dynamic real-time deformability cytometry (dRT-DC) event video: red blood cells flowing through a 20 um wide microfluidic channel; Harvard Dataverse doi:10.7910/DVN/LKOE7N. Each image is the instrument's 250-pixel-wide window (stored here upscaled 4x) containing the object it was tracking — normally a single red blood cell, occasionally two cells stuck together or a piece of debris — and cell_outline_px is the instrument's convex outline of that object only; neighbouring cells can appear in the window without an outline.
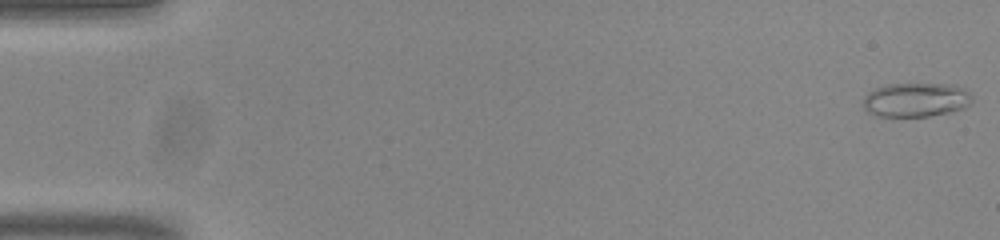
{"species": "common noctule bat (a hibernating species)", "species_latin": "Nyctalus noctula", "temperature_condition": "room temperature", "stored_images_in_passage": 8, "camera_frame_rate_fps": 3000, "um_per_image_px": 0.085, "animal": {"sex": "male", "body_mass_g": 20.0, "forearm_length_mm": 53.3}, "frame": {"image": 1, "passage_image": 1, "time_ms": 0.0, "image_size_px": [1000, 240], "cell_outline_px": [[972, 104], [964, 108], [952, 112], [928, 116], [876, 116], [868, 112], [864, 108], [864, 96], [868, 92], [876, 88], [888, 84], [956, 84], [968, 88], [972, 96]], "centroid_in_image_um": [77.93, 8.47], "position_along_channel_um": 7.1, "area_um2": 22.02}}